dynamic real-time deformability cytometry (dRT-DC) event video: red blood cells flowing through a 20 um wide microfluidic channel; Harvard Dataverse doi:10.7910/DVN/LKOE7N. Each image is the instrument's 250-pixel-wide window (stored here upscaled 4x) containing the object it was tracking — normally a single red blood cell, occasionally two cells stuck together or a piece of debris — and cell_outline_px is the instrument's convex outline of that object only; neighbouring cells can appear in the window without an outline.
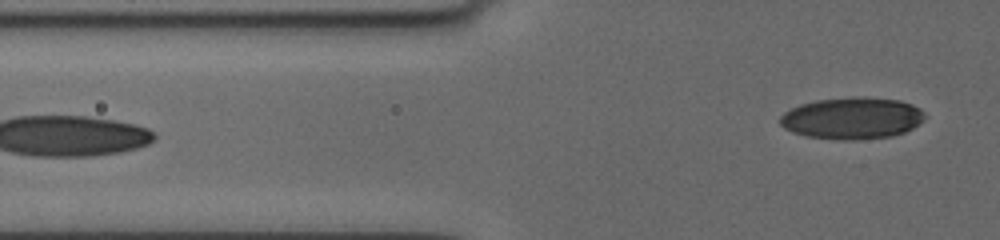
{"species": "human", "species_latin": "Homo sapiens", "temperature_condition": "cold", "stored_images_in_passage": 11, "segment_of_instrument_passage": [2, 2], "camera_frame_rate_fps": 3000, "um_per_image_px": 0.085, "donor": {"sex": "female"}, "frame": {"image": 1, "passage_image": 11, "time_ms": 9.0, "image_size_px": [1000, 240], "cell_outline_px": [[924, 120], [912, 128], [904, 132], [892, 136], [856, 140], [844, 140], [808, 136], [792, 132], [784, 128], [780, 124], [780, 116], [784, 112], [800, 104], [816, 100], [900, 100], [912, 104], [920, 108], [924, 112]], "centroid_in_image_um": [72.42, 10.1], "position_along_channel_um": 53.4, "area_um2": 34.04}}